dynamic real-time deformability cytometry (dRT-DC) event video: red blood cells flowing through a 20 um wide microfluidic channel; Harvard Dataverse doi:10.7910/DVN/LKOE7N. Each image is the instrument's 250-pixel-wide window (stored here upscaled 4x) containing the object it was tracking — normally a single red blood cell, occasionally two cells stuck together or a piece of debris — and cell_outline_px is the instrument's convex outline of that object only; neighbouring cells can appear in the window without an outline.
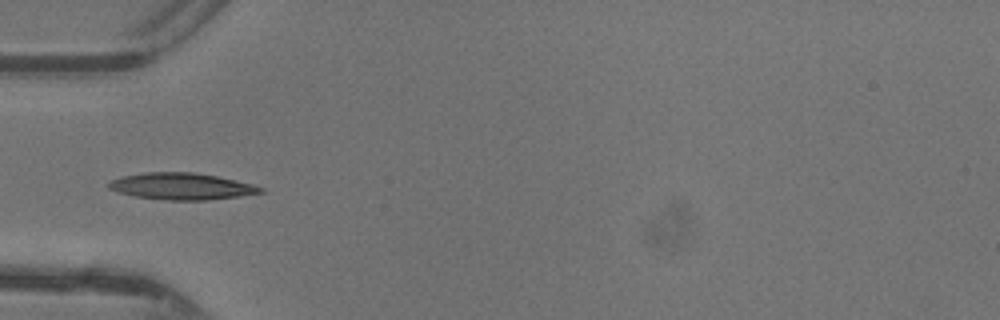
{"species": "common noctule bat (a hibernating species)", "species_latin": "Nyctalus noctula", "temperature_condition": "warm", "stored_images_in_passage": 32, "camera_frame_rate_fps": 3000, "um_per_image_px": 0.085, "animal": {"sex": "female"}, "frame": {"image": 1, "passage_image": 1, "time_ms": 0.0, "image_size_px": [1000, 320], "cell_outline_px": [[264, 192], [240, 196], [208, 200], [168, 200], [132, 196], [108, 188], [108, 180], [120, 176], [144, 172], [192, 172], [216, 176], [252, 184], [264, 188]], "centroid_in_image_um": [15.39, 15.83], "position_along_channel_um": 69.6, "area_um2": 23.64}}
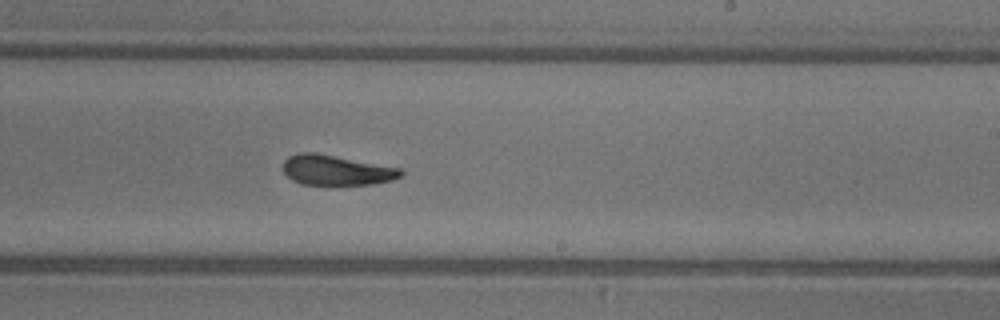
{"frame": {"image": 2, "passage_image": 14, "time_ms": 4.333, "image_size_px": [1000, 320], "cell_outline_px": [[404, 176], [392, 180], [372, 184], [328, 188], [300, 184], [292, 180], [280, 168], [284, 160], [288, 156], [300, 152], [316, 152], [404, 168]], "centroid_in_image_um": [28.6, 14.51], "position_along_channel_um": 260.4, "area_um2": 22.14}}
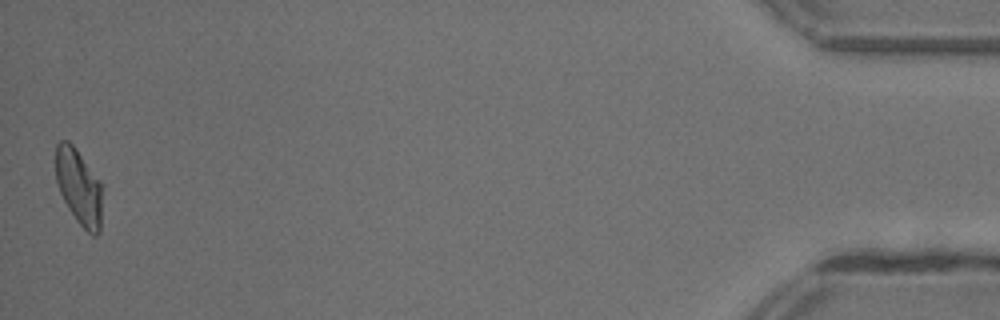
{"frame": {"image": 3, "passage_image": 32, "time_ms": 10.333, "image_size_px": [1000, 320], "cell_outline_px": [[100, 232], [96, 236], [92, 236], [76, 220], [68, 208], [60, 192], [56, 180], [56, 144], [60, 140], [68, 140], [76, 148], [100, 180]], "centroid_in_image_um": [6.68, 15.86], "position_along_channel_um": 428.5, "area_um2": 20.29}, "authors_computed_cell_mechanics": {"area_um2": 21.7328, "velocity_mm_per_s": 4.4055, "shape_relaxation_time_tau1_ms": 5.1379, "shape_relaxation_time_tau2_ms": 1.9769, "deformation_change_tau1": 0.2001, "deformation_change_tau2": 0.0932}}